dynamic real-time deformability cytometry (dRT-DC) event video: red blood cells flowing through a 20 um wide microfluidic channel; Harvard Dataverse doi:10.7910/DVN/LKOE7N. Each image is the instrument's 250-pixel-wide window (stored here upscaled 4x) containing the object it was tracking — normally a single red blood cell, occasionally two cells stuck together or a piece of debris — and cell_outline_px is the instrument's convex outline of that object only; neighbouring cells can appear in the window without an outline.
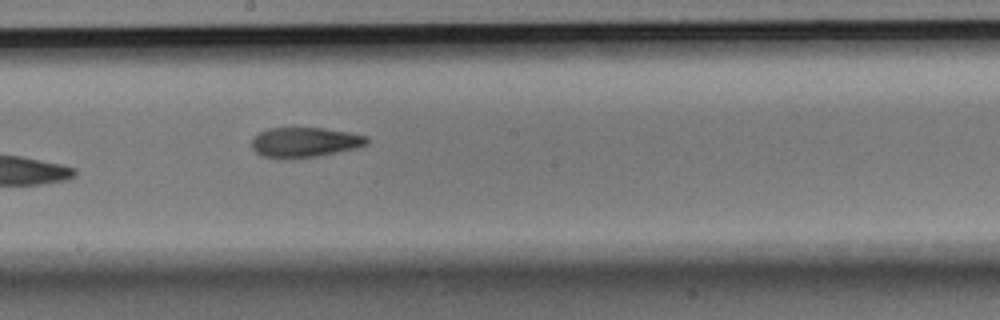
{"species": "Egyptian fruit bat (a non-hibernating species)", "species_latin": "Rousettus aegyptiacus", "temperature_condition": "room temperature", "stored_images_in_passage": 8, "camera_frame_rate_fps": 3000, "um_per_image_px": 0.085, "animal": {"sex": "male"}, "frame": {"image": 1, "passage_image": 8, "time_ms": 2.333, "image_size_px": [1000, 320], "cell_outline_px": [[368, 144], [352, 148], [316, 156], [288, 160], [264, 156], [256, 152], [252, 148], [252, 140], [260, 132], [268, 128], [324, 128], [348, 132], [368, 136]], "centroid_in_image_um": [25.87, 12.09], "position_along_channel_um": 222.3, "area_um2": 19.94}}